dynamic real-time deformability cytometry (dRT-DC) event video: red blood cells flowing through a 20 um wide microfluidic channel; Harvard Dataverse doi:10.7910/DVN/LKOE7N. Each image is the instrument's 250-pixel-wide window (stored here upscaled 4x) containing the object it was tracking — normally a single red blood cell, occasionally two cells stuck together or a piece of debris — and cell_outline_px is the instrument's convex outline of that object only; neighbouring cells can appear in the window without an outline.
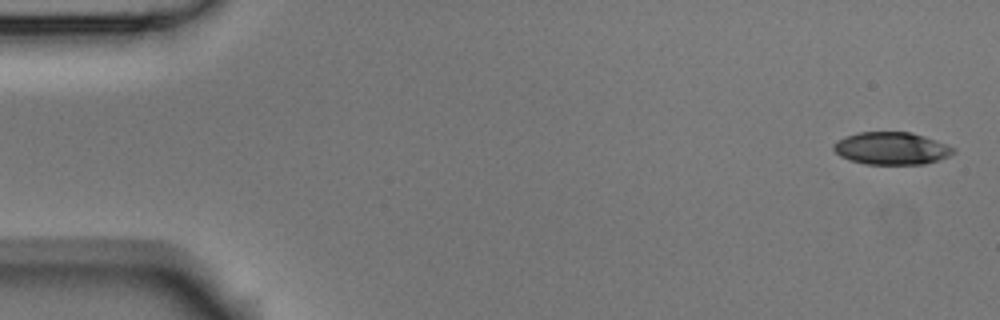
{"species": "Egyptian fruit bat (a non-hibernating species)", "species_latin": "Rousettus aegyptiacus", "temperature_condition": "room temperature", "stored_images_in_passage": 6, "camera_frame_rate_fps": 3000, "um_per_image_px": 0.085, "animal": {"sex": "male"}, "frame": {"image": 1, "passage_image": 1, "time_ms": 0.0, "image_size_px": [1000, 320], "cell_outline_px": [[956, 152], [940, 160], [924, 164], [864, 164], [840, 156], [832, 148], [832, 144], [836, 140], [844, 136], [860, 132], [912, 132], [936, 140], [956, 148]], "centroid_in_image_um": [75.78, 12.61], "position_along_channel_um": 9.2, "area_um2": 22.83}}